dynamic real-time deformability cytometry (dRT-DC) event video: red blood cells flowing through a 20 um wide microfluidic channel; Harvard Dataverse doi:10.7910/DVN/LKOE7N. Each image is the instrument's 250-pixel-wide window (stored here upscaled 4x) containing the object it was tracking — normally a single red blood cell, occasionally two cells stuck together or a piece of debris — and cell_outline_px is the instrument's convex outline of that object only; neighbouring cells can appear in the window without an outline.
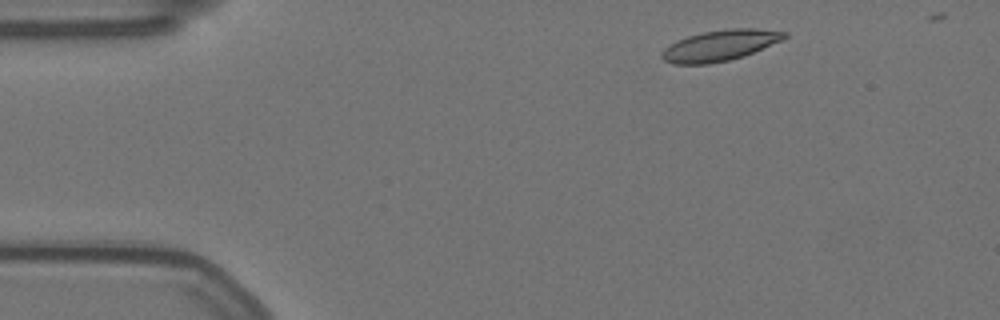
{"species": "Egyptian fruit bat (a non-hibernating species)", "species_latin": "Rousettus aegyptiacus", "temperature_condition": "warm", "stored_images_in_passage": 8, "camera_frame_rate_fps": 3000, "um_per_image_px": 0.085, "animal": {"sex": "female"}, "frame": {"image": 1, "passage_image": 1, "time_ms": 0.0, "image_size_px": [1000, 320], "cell_outline_px": [[788, 36], [780, 40], [744, 56], [728, 60], [708, 64], [676, 64], [664, 60], [660, 56], [660, 52], [668, 44], [676, 40], [688, 36], [704, 32], [728, 28], [756, 28], [788, 32]], "centroid_in_image_um": [61.15, 3.86], "position_along_channel_um": 23.8, "area_um2": 21.96}}